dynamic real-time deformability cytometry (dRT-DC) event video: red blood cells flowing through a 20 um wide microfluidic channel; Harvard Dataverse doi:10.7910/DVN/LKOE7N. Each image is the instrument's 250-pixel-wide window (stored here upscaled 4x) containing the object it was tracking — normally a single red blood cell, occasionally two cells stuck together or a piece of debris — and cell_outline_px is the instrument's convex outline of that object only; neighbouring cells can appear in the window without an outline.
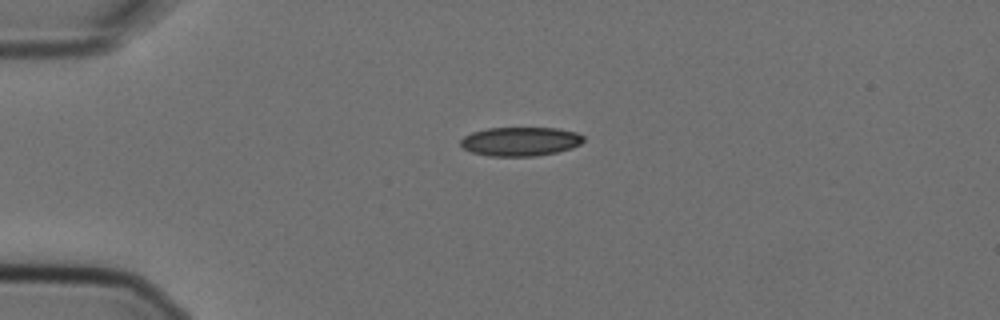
{"species": "Egyptian fruit bat (a non-hibernating species)", "species_latin": "Rousettus aegyptiacus", "temperature_condition": "cold", "stored_images_in_passage": 3, "camera_frame_rate_fps": 3000, "um_per_image_px": 0.085, "animal": {"sex": "female"}, "frame": {"image": 1, "passage_image": 1, "time_ms": 0.0, "image_size_px": [1000, 320], "cell_outline_px": [[584, 140], [580, 144], [572, 148], [556, 152], [536, 156], [488, 156], [472, 152], [464, 148], [460, 144], [460, 140], [464, 136], [472, 132], [488, 128], [556, 128], [576, 132], [584, 136]], "centroid_in_image_um": [44.23, 12.02], "position_along_channel_um": 40.8, "area_um2": 20.75}}
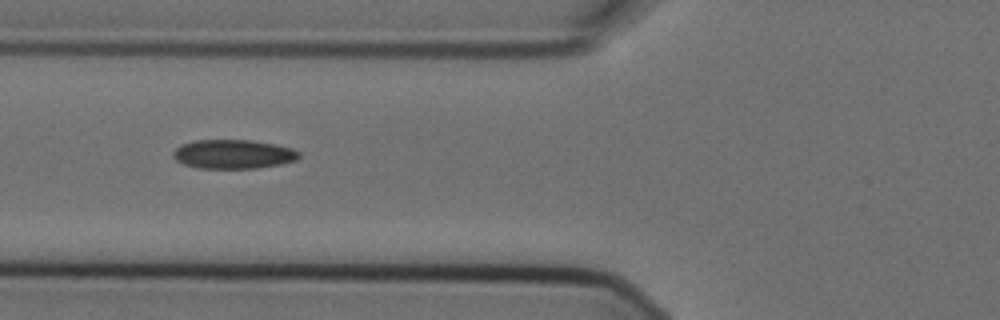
{"frame": {"image": 2, "passage_image": 3, "time_ms": 0.667, "image_size_px": [1000, 320], "cell_outline_px": [[300, 156], [296, 160], [280, 164], [256, 168], [200, 168], [184, 164], [176, 160], [172, 156], [172, 152], [180, 144], [192, 140], [252, 140], [276, 144], [292, 148], [300, 152]], "centroid_in_image_um": [19.82, 13.09], "position_along_channel_um": 106.0, "area_um2": 21.44}}